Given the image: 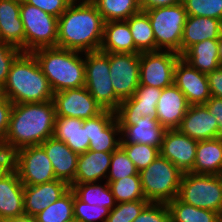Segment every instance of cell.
Masks as SVG:
<instances>
[{"mask_svg":"<svg viewBox=\"0 0 222 222\" xmlns=\"http://www.w3.org/2000/svg\"><path fill=\"white\" fill-rule=\"evenodd\" d=\"M54 101L13 104L2 145L12 154L18 149L40 145L54 134Z\"/></svg>","mask_w":222,"mask_h":222,"instance_id":"1","label":"cell"},{"mask_svg":"<svg viewBox=\"0 0 222 222\" xmlns=\"http://www.w3.org/2000/svg\"><path fill=\"white\" fill-rule=\"evenodd\" d=\"M73 1L58 18L57 47L80 52L100 49L105 21L91 1Z\"/></svg>","mask_w":222,"mask_h":222,"instance_id":"2","label":"cell"},{"mask_svg":"<svg viewBox=\"0 0 222 222\" xmlns=\"http://www.w3.org/2000/svg\"><path fill=\"white\" fill-rule=\"evenodd\" d=\"M2 91L13 104L46 102L54 95L32 52H21L12 62Z\"/></svg>","mask_w":222,"mask_h":222,"instance_id":"3","label":"cell"},{"mask_svg":"<svg viewBox=\"0 0 222 222\" xmlns=\"http://www.w3.org/2000/svg\"><path fill=\"white\" fill-rule=\"evenodd\" d=\"M32 53L53 93L85 86V53L57 46L39 48Z\"/></svg>","mask_w":222,"mask_h":222,"instance_id":"4","label":"cell"},{"mask_svg":"<svg viewBox=\"0 0 222 222\" xmlns=\"http://www.w3.org/2000/svg\"><path fill=\"white\" fill-rule=\"evenodd\" d=\"M139 175L144 196L149 202L167 203L178 197L183 172L160 154Z\"/></svg>","mask_w":222,"mask_h":222,"instance_id":"5","label":"cell"},{"mask_svg":"<svg viewBox=\"0 0 222 222\" xmlns=\"http://www.w3.org/2000/svg\"><path fill=\"white\" fill-rule=\"evenodd\" d=\"M144 11L154 32L156 51H172L180 55L183 28L188 17L183 3Z\"/></svg>","mask_w":222,"mask_h":222,"instance_id":"6","label":"cell"},{"mask_svg":"<svg viewBox=\"0 0 222 222\" xmlns=\"http://www.w3.org/2000/svg\"><path fill=\"white\" fill-rule=\"evenodd\" d=\"M109 69V53L85 52V87L104 110L115 112L122 101L115 94Z\"/></svg>","mask_w":222,"mask_h":222,"instance_id":"7","label":"cell"},{"mask_svg":"<svg viewBox=\"0 0 222 222\" xmlns=\"http://www.w3.org/2000/svg\"><path fill=\"white\" fill-rule=\"evenodd\" d=\"M178 198L197 208L222 213V181L219 175L183 173Z\"/></svg>","mask_w":222,"mask_h":222,"instance_id":"8","label":"cell"},{"mask_svg":"<svg viewBox=\"0 0 222 222\" xmlns=\"http://www.w3.org/2000/svg\"><path fill=\"white\" fill-rule=\"evenodd\" d=\"M20 18L25 31L24 52L57 46V17L21 0Z\"/></svg>","mask_w":222,"mask_h":222,"instance_id":"9","label":"cell"},{"mask_svg":"<svg viewBox=\"0 0 222 222\" xmlns=\"http://www.w3.org/2000/svg\"><path fill=\"white\" fill-rule=\"evenodd\" d=\"M12 168L26 186L56 180L51 161L40 145L23 147L14 152Z\"/></svg>","mask_w":222,"mask_h":222,"instance_id":"10","label":"cell"},{"mask_svg":"<svg viewBox=\"0 0 222 222\" xmlns=\"http://www.w3.org/2000/svg\"><path fill=\"white\" fill-rule=\"evenodd\" d=\"M180 57L172 51L140 53L139 85L164 89L174 84V70Z\"/></svg>","mask_w":222,"mask_h":222,"instance_id":"11","label":"cell"},{"mask_svg":"<svg viewBox=\"0 0 222 222\" xmlns=\"http://www.w3.org/2000/svg\"><path fill=\"white\" fill-rule=\"evenodd\" d=\"M109 72L116 96L126 100L134 95L140 79V53H109Z\"/></svg>","mask_w":222,"mask_h":222,"instance_id":"12","label":"cell"},{"mask_svg":"<svg viewBox=\"0 0 222 222\" xmlns=\"http://www.w3.org/2000/svg\"><path fill=\"white\" fill-rule=\"evenodd\" d=\"M53 101L56 116L86 120L100 114L104 109L96 102L86 87L55 92Z\"/></svg>","mask_w":222,"mask_h":222,"instance_id":"13","label":"cell"},{"mask_svg":"<svg viewBox=\"0 0 222 222\" xmlns=\"http://www.w3.org/2000/svg\"><path fill=\"white\" fill-rule=\"evenodd\" d=\"M161 93L160 88L139 85L134 95L123 100L115 111L119 126L134 125L147 115L156 117V106Z\"/></svg>","mask_w":222,"mask_h":222,"instance_id":"14","label":"cell"},{"mask_svg":"<svg viewBox=\"0 0 222 222\" xmlns=\"http://www.w3.org/2000/svg\"><path fill=\"white\" fill-rule=\"evenodd\" d=\"M87 134L90 140L88 150L97 152L117 150L121 144V129L115 112L103 110L97 116L87 119Z\"/></svg>","mask_w":222,"mask_h":222,"instance_id":"15","label":"cell"},{"mask_svg":"<svg viewBox=\"0 0 222 222\" xmlns=\"http://www.w3.org/2000/svg\"><path fill=\"white\" fill-rule=\"evenodd\" d=\"M174 84L182 91L190 105L205 104L211 98L207 74L193 68L181 57L176 62Z\"/></svg>","mask_w":222,"mask_h":222,"instance_id":"16","label":"cell"},{"mask_svg":"<svg viewBox=\"0 0 222 222\" xmlns=\"http://www.w3.org/2000/svg\"><path fill=\"white\" fill-rule=\"evenodd\" d=\"M198 141L179 129H167L159 149L160 155L171 161L183 173L193 169Z\"/></svg>","mask_w":222,"mask_h":222,"instance_id":"17","label":"cell"},{"mask_svg":"<svg viewBox=\"0 0 222 222\" xmlns=\"http://www.w3.org/2000/svg\"><path fill=\"white\" fill-rule=\"evenodd\" d=\"M190 107L185 95L175 85L162 89L156 106V118L166 129H178Z\"/></svg>","mask_w":222,"mask_h":222,"instance_id":"18","label":"cell"},{"mask_svg":"<svg viewBox=\"0 0 222 222\" xmlns=\"http://www.w3.org/2000/svg\"><path fill=\"white\" fill-rule=\"evenodd\" d=\"M178 129L196 141L219 138L218 122L204 104L190 105Z\"/></svg>","mask_w":222,"mask_h":222,"instance_id":"19","label":"cell"},{"mask_svg":"<svg viewBox=\"0 0 222 222\" xmlns=\"http://www.w3.org/2000/svg\"><path fill=\"white\" fill-rule=\"evenodd\" d=\"M70 188L67 182L60 179L34 186L24 185V213L35 217Z\"/></svg>","mask_w":222,"mask_h":222,"instance_id":"20","label":"cell"},{"mask_svg":"<svg viewBox=\"0 0 222 222\" xmlns=\"http://www.w3.org/2000/svg\"><path fill=\"white\" fill-rule=\"evenodd\" d=\"M40 146L51 161L56 179L70 185L75 178L79 154L73 152L65 142L54 136L46 139Z\"/></svg>","mask_w":222,"mask_h":222,"instance_id":"21","label":"cell"},{"mask_svg":"<svg viewBox=\"0 0 222 222\" xmlns=\"http://www.w3.org/2000/svg\"><path fill=\"white\" fill-rule=\"evenodd\" d=\"M24 214V185L12 168L0 179V222Z\"/></svg>","mask_w":222,"mask_h":222,"instance_id":"22","label":"cell"},{"mask_svg":"<svg viewBox=\"0 0 222 222\" xmlns=\"http://www.w3.org/2000/svg\"><path fill=\"white\" fill-rule=\"evenodd\" d=\"M21 0H0V41L24 52V26L20 18Z\"/></svg>","mask_w":222,"mask_h":222,"instance_id":"23","label":"cell"},{"mask_svg":"<svg viewBox=\"0 0 222 222\" xmlns=\"http://www.w3.org/2000/svg\"><path fill=\"white\" fill-rule=\"evenodd\" d=\"M121 143L131 144H147L157 148H161L166 128L159 124L155 116L147 115L134 125L120 126Z\"/></svg>","mask_w":222,"mask_h":222,"instance_id":"24","label":"cell"},{"mask_svg":"<svg viewBox=\"0 0 222 222\" xmlns=\"http://www.w3.org/2000/svg\"><path fill=\"white\" fill-rule=\"evenodd\" d=\"M53 136L65 142L77 154L85 153L89 149L87 119L56 116Z\"/></svg>","mask_w":222,"mask_h":222,"instance_id":"25","label":"cell"},{"mask_svg":"<svg viewBox=\"0 0 222 222\" xmlns=\"http://www.w3.org/2000/svg\"><path fill=\"white\" fill-rule=\"evenodd\" d=\"M111 158L112 152L87 150L79 154L77 171L72 183H98L99 180L106 179Z\"/></svg>","mask_w":222,"mask_h":222,"instance_id":"26","label":"cell"},{"mask_svg":"<svg viewBox=\"0 0 222 222\" xmlns=\"http://www.w3.org/2000/svg\"><path fill=\"white\" fill-rule=\"evenodd\" d=\"M222 21L209 17L188 16L183 28L180 56L192 45L207 40L219 39Z\"/></svg>","mask_w":222,"mask_h":222,"instance_id":"27","label":"cell"},{"mask_svg":"<svg viewBox=\"0 0 222 222\" xmlns=\"http://www.w3.org/2000/svg\"><path fill=\"white\" fill-rule=\"evenodd\" d=\"M99 50L105 53H139L127 20L105 22Z\"/></svg>","mask_w":222,"mask_h":222,"instance_id":"28","label":"cell"},{"mask_svg":"<svg viewBox=\"0 0 222 222\" xmlns=\"http://www.w3.org/2000/svg\"><path fill=\"white\" fill-rule=\"evenodd\" d=\"M222 171V138L198 141L194 174L219 175Z\"/></svg>","mask_w":222,"mask_h":222,"instance_id":"29","label":"cell"},{"mask_svg":"<svg viewBox=\"0 0 222 222\" xmlns=\"http://www.w3.org/2000/svg\"><path fill=\"white\" fill-rule=\"evenodd\" d=\"M187 63L204 74L220 68L218 39H207L189 47L182 55Z\"/></svg>","mask_w":222,"mask_h":222,"instance_id":"30","label":"cell"},{"mask_svg":"<svg viewBox=\"0 0 222 222\" xmlns=\"http://www.w3.org/2000/svg\"><path fill=\"white\" fill-rule=\"evenodd\" d=\"M75 196L84 203L99 205L112 210L117 202L107 181L101 185L97 183H71Z\"/></svg>","mask_w":222,"mask_h":222,"instance_id":"31","label":"cell"},{"mask_svg":"<svg viewBox=\"0 0 222 222\" xmlns=\"http://www.w3.org/2000/svg\"><path fill=\"white\" fill-rule=\"evenodd\" d=\"M136 50L139 53L155 52L156 42L154 32L145 11H140L127 19Z\"/></svg>","mask_w":222,"mask_h":222,"instance_id":"32","label":"cell"},{"mask_svg":"<svg viewBox=\"0 0 222 222\" xmlns=\"http://www.w3.org/2000/svg\"><path fill=\"white\" fill-rule=\"evenodd\" d=\"M170 222H217L220 213L197 208L181 201L178 197L166 203Z\"/></svg>","mask_w":222,"mask_h":222,"instance_id":"33","label":"cell"},{"mask_svg":"<svg viewBox=\"0 0 222 222\" xmlns=\"http://www.w3.org/2000/svg\"><path fill=\"white\" fill-rule=\"evenodd\" d=\"M105 22L127 20L141 11L139 0H91Z\"/></svg>","mask_w":222,"mask_h":222,"instance_id":"34","label":"cell"},{"mask_svg":"<svg viewBox=\"0 0 222 222\" xmlns=\"http://www.w3.org/2000/svg\"><path fill=\"white\" fill-rule=\"evenodd\" d=\"M74 192L70 188L57 201L35 216L36 222H75Z\"/></svg>","mask_w":222,"mask_h":222,"instance_id":"35","label":"cell"},{"mask_svg":"<svg viewBox=\"0 0 222 222\" xmlns=\"http://www.w3.org/2000/svg\"><path fill=\"white\" fill-rule=\"evenodd\" d=\"M117 203L146 200L140 175L126 176L116 181H107Z\"/></svg>","mask_w":222,"mask_h":222,"instance_id":"36","label":"cell"},{"mask_svg":"<svg viewBox=\"0 0 222 222\" xmlns=\"http://www.w3.org/2000/svg\"><path fill=\"white\" fill-rule=\"evenodd\" d=\"M120 147L126 152L139 172L147 168L160 154L159 148L147 144L121 143Z\"/></svg>","mask_w":222,"mask_h":222,"instance_id":"37","label":"cell"},{"mask_svg":"<svg viewBox=\"0 0 222 222\" xmlns=\"http://www.w3.org/2000/svg\"><path fill=\"white\" fill-rule=\"evenodd\" d=\"M132 175H139V171L128 158L126 152L119 147L117 150L112 152L110 168L106 181H116Z\"/></svg>","mask_w":222,"mask_h":222,"instance_id":"38","label":"cell"},{"mask_svg":"<svg viewBox=\"0 0 222 222\" xmlns=\"http://www.w3.org/2000/svg\"><path fill=\"white\" fill-rule=\"evenodd\" d=\"M188 16L209 17L222 21V0H183Z\"/></svg>","mask_w":222,"mask_h":222,"instance_id":"39","label":"cell"},{"mask_svg":"<svg viewBox=\"0 0 222 222\" xmlns=\"http://www.w3.org/2000/svg\"><path fill=\"white\" fill-rule=\"evenodd\" d=\"M73 212L75 222H106L110 209L84 203L74 194Z\"/></svg>","mask_w":222,"mask_h":222,"instance_id":"40","label":"cell"},{"mask_svg":"<svg viewBox=\"0 0 222 222\" xmlns=\"http://www.w3.org/2000/svg\"><path fill=\"white\" fill-rule=\"evenodd\" d=\"M149 203L148 200L117 203L106 222H132Z\"/></svg>","mask_w":222,"mask_h":222,"instance_id":"41","label":"cell"},{"mask_svg":"<svg viewBox=\"0 0 222 222\" xmlns=\"http://www.w3.org/2000/svg\"><path fill=\"white\" fill-rule=\"evenodd\" d=\"M132 222H170L168 206L150 202Z\"/></svg>","mask_w":222,"mask_h":222,"instance_id":"42","label":"cell"},{"mask_svg":"<svg viewBox=\"0 0 222 222\" xmlns=\"http://www.w3.org/2000/svg\"><path fill=\"white\" fill-rule=\"evenodd\" d=\"M21 52L19 48L0 41V86L2 88L6 83L12 62Z\"/></svg>","mask_w":222,"mask_h":222,"instance_id":"43","label":"cell"},{"mask_svg":"<svg viewBox=\"0 0 222 222\" xmlns=\"http://www.w3.org/2000/svg\"><path fill=\"white\" fill-rule=\"evenodd\" d=\"M42 11L59 18L73 2V0H23Z\"/></svg>","mask_w":222,"mask_h":222,"instance_id":"44","label":"cell"},{"mask_svg":"<svg viewBox=\"0 0 222 222\" xmlns=\"http://www.w3.org/2000/svg\"><path fill=\"white\" fill-rule=\"evenodd\" d=\"M13 103L4 95L0 97V144L3 143L8 130Z\"/></svg>","mask_w":222,"mask_h":222,"instance_id":"45","label":"cell"},{"mask_svg":"<svg viewBox=\"0 0 222 222\" xmlns=\"http://www.w3.org/2000/svg\"><path fill=\"white\" fill-rule=\"evenodd\" d=\"M210 95L222 98V67L207 74Z\"/></svg>","mask_w":222,"mask_h":222,"instance_id":"46","label":"cell"},{"mask_svg":"<svg viewBox=\"0 0 222 222\" xmlns=\"http://www.w3.org/2000/svg\"><path fill=\"white\" fill-rule=\"evenodd\" d=\"M211 115L215 117L219 127V137L222 138V98L212 97L204 104Z\"/></svg>","mask_w":222,"mask_h":222,"instance_id":"47","label":"cell"},{"mask_svg":"<svg viewBox=\"0 0 222 222\" xmlns=\"http://www.w3.org/2000/svg\"><path fill=\"white\" fill-rule=\"evenodd\" d=\"M13 166V154L0 144V179L8 173Z\"/></svg>","mask_w":222,"mask_h":222,"instance_id":"48","label":"cell"},{"mask_svg":"<svg viewBox=\"0 0 222 222\" xmlns=\"http://www.w3.org/2000/svg\"><path fill=\"white\" fill-rule=\"evenodd\" d=\"M183 0H141L140 7L141 10H148L151 8L173 6L181 3Z\"/></svg>","mask_w":222,"mask_h":222,"instance_id":"49","label":"cell"},{"mask_svg":"<svg viewBox=\"0 0 222 222\" xmlns=\"http://www.w3.org/2000/svg\"><path fill=\"white\" fill-rule=\"evenodd\" d=\"M6 222H36V220H35V217L24 214L21 216H17L15 218H11L7 220Z\"/></svg>","mask_w":222,"mask_h":222,"instance_id":"50","label":"cell"},{"mask_svg":"<svg viewBox=\"0 0 222 222\" xmlns=\"http://www.w3.org/2000/svg\"><path fill=\"white\" fill-rule=\"evenodd\" d=\"M218 55H219L220 66L222 67V32L220 38L218 39Z\"/></svg>","mask_w":222,"mask_h":222,"instance_id":"51","label":"cell"},{"mask_svg":"<svg viewBox=\"0 0 222 222\" xmlns=\"http://www.w3.org/2000/svg\"><path fill=\"white\" fill-rule=\"evenodd\" d=\"M217 222H222V213L219 215V218H218Z\"/></svg>","mask_w":222,"mask_h":222,"instance_id":"52","label":"cell"},{"mask_svg":"<svg viewBox=\"0 0 222 222\" xmlns=\"http://www.w3.org/2000/svg\"><path fill=\"white\" fill-rule=\"evenodd\" d=\"M3 96V91H2V87L0 86V97Z\"/></svg>","mask_w":222,"mask_h":222,"instance_id":"53","label":"cell"},{"mask_svg":"<svg viewBox=\"0 0 222 222\" xmlns=\"http://www.w3.org/2000/svg\"><path fill=\"white\" fill-rule=\"evenodd\" d=\"M219 177H220V179L222 181V171L219 173Z\"/></svg>","mask_w":222,"mask_h":222,"instance_id":"54","label":"cell"},{"mask_svg":"<svg viewBox=\"0 0 222 222\" xmlns=\"http://www.w3.org/2000/svg\"><path fill=\"white\" fill-rule=\"evenodd\" d=\"M73 1H78V3H79L80 0H73ZM82 1H91V0H82Z\"/></svg>","mask_w":222,"mask_h":222,"instance_id":"55","label":"cell"}]
</instances>
